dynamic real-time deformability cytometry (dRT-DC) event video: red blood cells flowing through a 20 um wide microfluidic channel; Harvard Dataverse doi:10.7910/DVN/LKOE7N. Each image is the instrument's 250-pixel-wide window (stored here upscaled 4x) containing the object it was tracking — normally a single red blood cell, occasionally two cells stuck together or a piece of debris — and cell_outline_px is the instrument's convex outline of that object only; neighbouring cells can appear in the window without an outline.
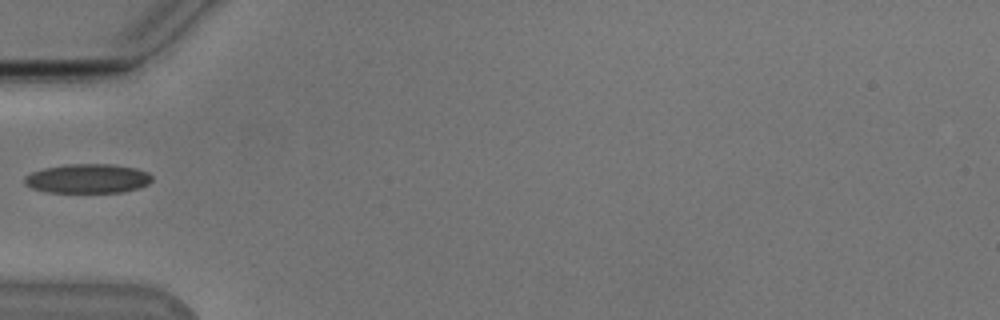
{"species": "Egyptian fruit bat (a non-hibernating species)", "species_latin": "Rousettus aegyptiacus", "temperature_condition": "cold", "stored_images_in_passage": 30, "camera_frame_rate_fps": 3000, "um_per_image_px": 0.085, "animal": {"sex": "male"}, "frame": {"image": 1, "passage_image": 1, "time_ms": 0.0, "image_size_px": [1000, 320], "cell_outline_px": [[152, 180], [148, 184], [140, 188], [124, 192], [48, 192], [32, 188], [24, 184], [24, 176], [32, 172], [44, 168], [68, 164], [112, 164], [136, 168], [148, 172], [152, 176]], "centroid_in_image_um": [7.47, 15.18], "position_along_channel_um": 77.5, "area_um2": 21.85}}
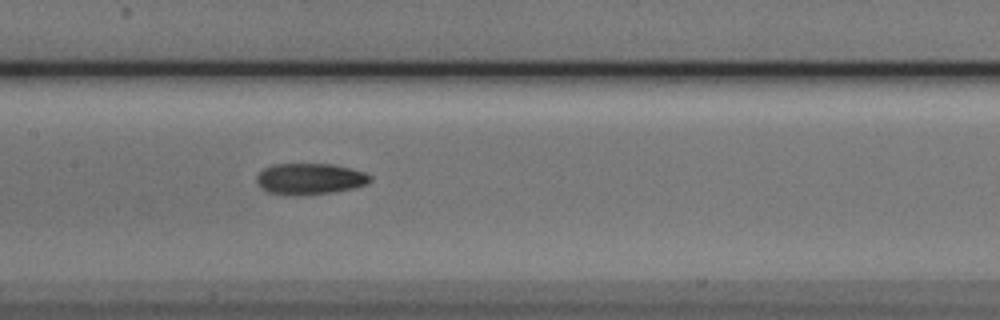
{"frame": {"image": 2, "passage_image": 9, "time_ms": 2.667, "image_size_px": [1000, 320], "cell_outline_px": [[372, 180], [368, 184], [352, 188], [332, 192], [296, 196], [268, 192], [260, 188], [256, 184], [256, 176], [264, 168], [272, 164], [332, 164], [352, 168], [364, 172], [372, 176]], "centroid_in_image_um": [26.33, 15.2], "position_along_channel_um": 181.1, "area_um2": 20.87}}
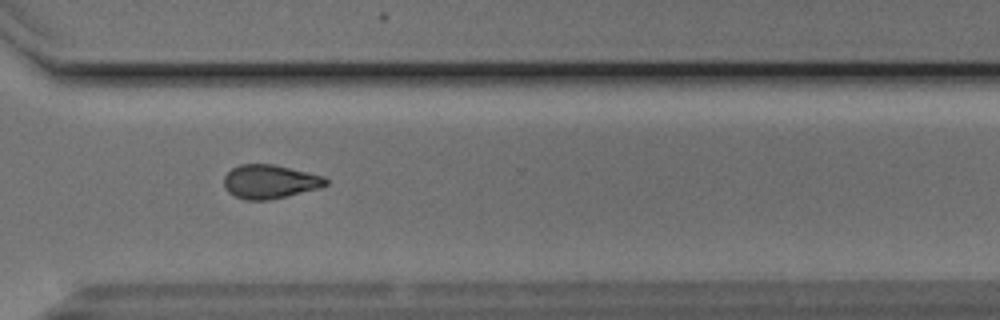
{"frame": {"image": 3, "passage_image": 22, "time_ms": 7.0, "image_size_px": [1000, 320], "cell_outline_px": [[328, 184], [320, 188], [268, 200], [244, 200], [228, 192], [224, 188], [224, 176], [232, 168], [240, 164], [272, 164], [324, 176], [328, 180]], "centroid_in_image_um": [22.92, 15.44], "position_along_channel_um": 347.7, "area_um2": 20.0}}